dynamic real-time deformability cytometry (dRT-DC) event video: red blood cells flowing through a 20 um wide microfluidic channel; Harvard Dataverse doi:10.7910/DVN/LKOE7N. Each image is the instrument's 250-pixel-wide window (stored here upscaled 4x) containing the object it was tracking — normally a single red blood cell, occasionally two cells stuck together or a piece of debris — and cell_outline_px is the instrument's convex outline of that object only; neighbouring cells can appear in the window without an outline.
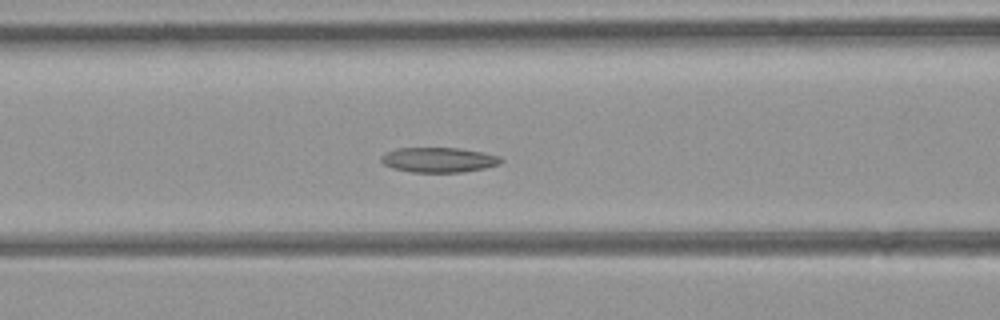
{"species": "common noctule bat (a hibernating species)", "species_latin": "Nyctalus noctula", "temperature_condition": "room temperature", "stored_images_in_passage": 32, "camera_frame_rate_fps": 3000, "um_per_image_px": 0.085, "animal": {"sex": "female", "body_mass_g": 21.9}, "frame": {"image": 1, "passage_image": 9, "time_ms": 2.667, "image_size_px": [1000, 320], "cell_outline_px": [[504, 160], [500, 164], [484, 168], [464, 172], [412, 172], [392, 168], [384, 164], [380, 160], [380, 156], [396, 148], [460, 148], [484, 152], [500, 156]], "centroid_in_image_um": [37.32, 13.58], "position_along_channel_um": 129.3, "area_um2": 17.51}}
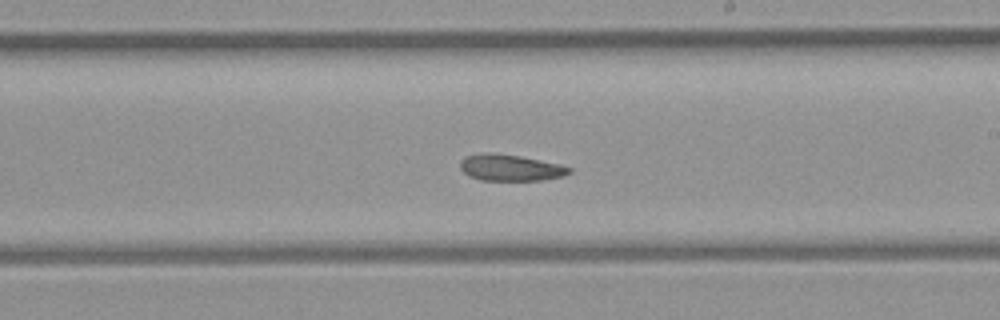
{"frame": {"image": 2, "passage_image": 17, "time_ms": 5.333, "image_size_px": [1000, 320], "cell_outline_px": [[572, 172], [564, 176], [544, 180], [480, 180], [468, 176], [460, 168], [460, 160], [464, 156], [484, 152], [488, 152], [520, 156], [560, 164], [572, 168]], "centroid_in_image_um": [43.37, 14.25], "position_along_channel_um": 245.6, "area_um2": 16.94}}
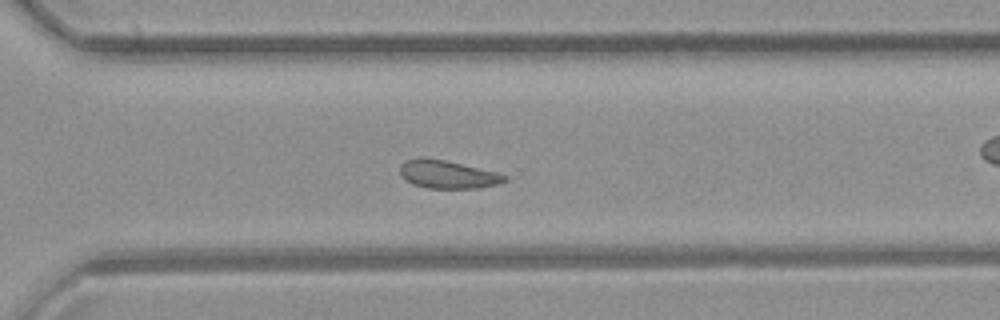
{"frame": {"image": 3, "passage_image": 23, "time_ms": 7.333, "image_size_px": [1000, 320], "cell_outline_px": [[508, 180], [500, 184], [480, 188], [428, 188], [412, 184], [400, 172], [400, 164], [404, 160], [420, 156], [424, 156], [444, 160], [500, 172], [508, 176]], "centroid_in_image_um": [38.1, 14.81], "position_along_channel_um": 332.5, "area_um2": 17.46}}